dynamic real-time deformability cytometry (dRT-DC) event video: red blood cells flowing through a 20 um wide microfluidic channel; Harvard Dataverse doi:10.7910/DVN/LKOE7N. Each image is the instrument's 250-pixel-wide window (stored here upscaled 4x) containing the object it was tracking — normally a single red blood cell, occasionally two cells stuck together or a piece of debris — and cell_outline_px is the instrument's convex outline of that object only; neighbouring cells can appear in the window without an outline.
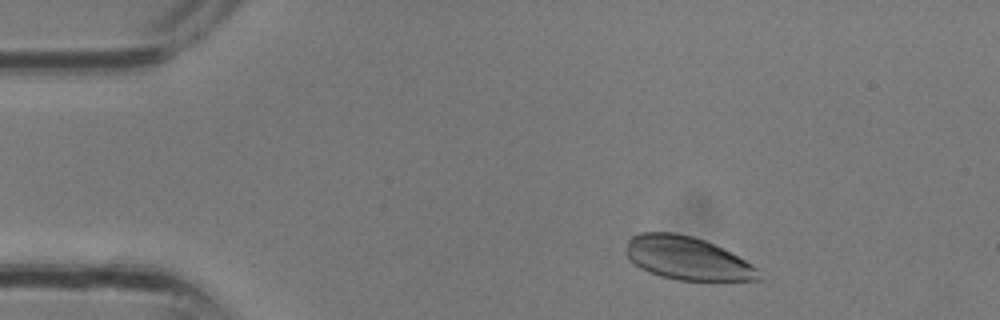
{"species": "common noctule bat (a hibernating species)", "species_latin": "Nyctalus noctula", "temperature_condition": "room temperature", "stored_images_in_passage": 30, "camera_frame_rate_fps": 3000, "um_per_image_px": 0.085, "animal": {"sex": "male", "body_mass_g": 13.3}, "frame": {"image": 1, "passage_image": 3, "time_ms": 0.667, "image_size_px": [1000, 320], "cell_outline_px": [[764, 280], [680, 280], [660, 276], [648, 272], [640, 268], [628, 256], [628, 240], [632, 236], [640, 232], [672, 232], [692, 236], [704, 240], [760, 268]], "centroid_in_image_um": [58.45, 21.96], "position_along_channel_um": 26.5, "area_um2": 33.0}}
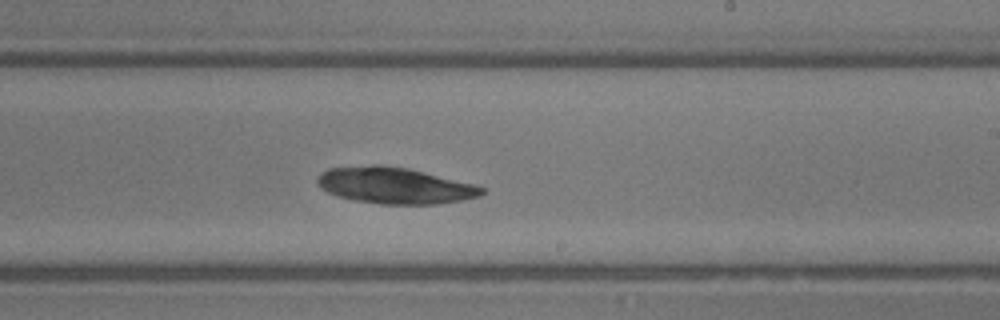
{"frame": {"image": 2, "passage_image": 17, "time_ms": 5.333, "image_size_px": [1000, 320], "cell_outline_px": [[488, 192], [480, 196], [460, 200], [436, 204], [380, 204], [352, 200], [336, 196], [320, 188], [316, 184], [316, 180], [320, 172], [328, 168], [376, 164], [380, 164], [408, 168], [476, 184], [484, 188]], "centroid_in_image_um": [33.53, 15.76], "position_along_channel_um": 255.5, "area_um2": 35.2}}
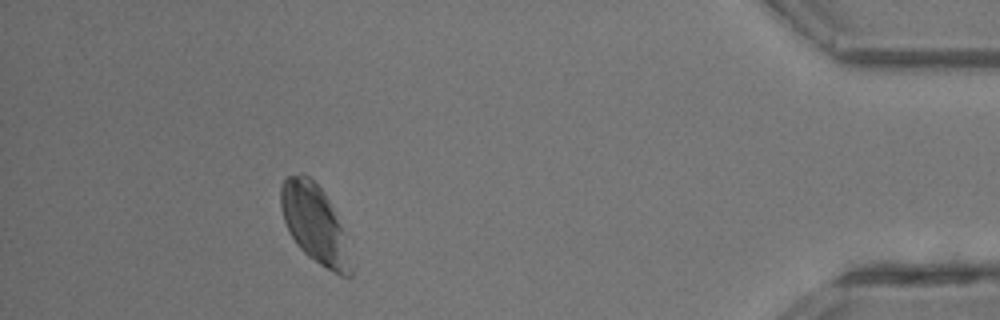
{"frame": {"image": 3, "passage_image": 27, "time_ms": 8.667, "image_size_px": [1000, 320], "cell_outline_px": [[356, 264], [352, 276], [348, 280], [340, 276], [320, 264], [308, 256], [296, 244], [288, 232], [280, 208], [280, 184], [288, 176], [300, 172], [304, 172], [324, 192], [332, 208]], "centroid_in_image_um": [26.77, 19.09], "position_along_channel_um": 408.4, "area_um2": 32.37}}